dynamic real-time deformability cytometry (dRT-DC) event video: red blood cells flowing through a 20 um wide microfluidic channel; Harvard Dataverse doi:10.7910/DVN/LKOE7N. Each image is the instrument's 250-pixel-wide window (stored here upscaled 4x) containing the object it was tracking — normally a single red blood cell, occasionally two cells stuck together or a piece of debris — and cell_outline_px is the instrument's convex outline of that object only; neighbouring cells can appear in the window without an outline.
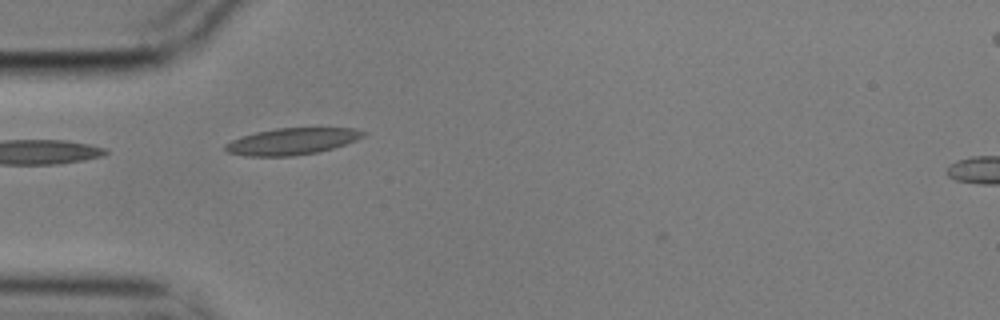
{"species": "common noctule bat (a hibernating species)", "species_latin": "Nyctalus noctula", "temperature_condition": "cold", "stored_images_in_passage": 6, "camera_frame_rate_fps": 3000, "um_per_image_px": 0.085, "animal": {"sex": "male", "body_mass_g": 17.9}, "frame": {"image": 1, "passage_image": 4, "time_ms": 1.0, "image_size_px": [1000, 320], "cell_outline_px": [[368, 132], [364, 136], [356, 140], [332, 148], [316, 152], [292, 156], [244, 156], [228, 152], [224, 148], [224, 144], [240, 136], [256, 132], [276, 128], [352, 128]], "centroid_in_image_um": [24.79, 12.01], "position_along_channel_um": 60.2, "area_um2": 21.33}}
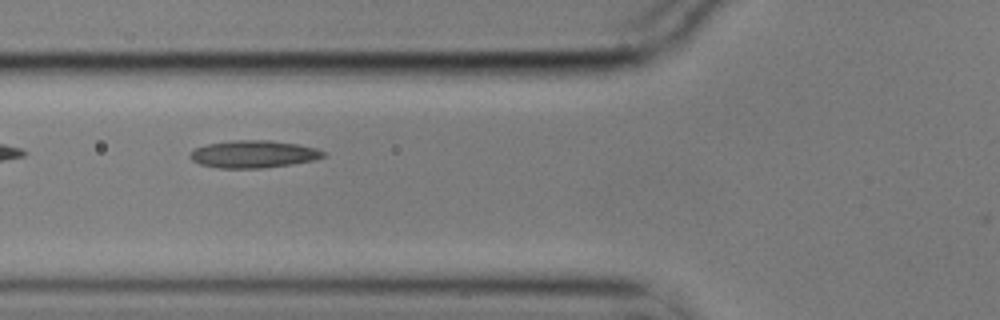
{"frame": {"image": 2, "passage_image": 5, "time_ms": 1.333, "image_size_px": [1000, 320], "cell_outline_px": [[324, 156], [312, 160], [292, 164], [264, 168], [220, 168], [200, 164], [192, 160], [188, 156], [192, 148], [208, 144], [232, 140], [268, 140], [296, 144], [316, 148], [324, 152]], "centroid_in_image_um": [21.48, 13.1], "position_along_channel_um": 104.3, "area_um2": 21.21}}
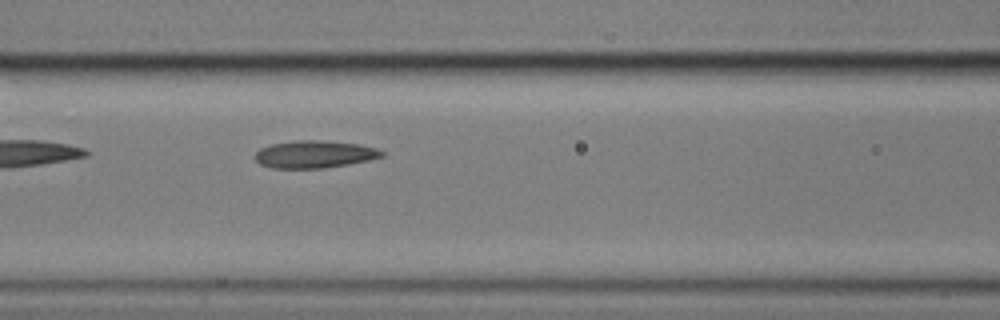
{"frame": {"image": 3, "passage_image": 6, "time_ms": 1.667, "image_size_px": [1000, 320], "cell_outline_px": [[384, 156], [368, 160], [348, 164], [324, 168], [272, 168], [260, 164], [256, 160], [256, 152], [260, 148], [272, 144], [292, 140], [316, 140], [356, 144], [376, 148], [384, 152]], "centroid_in_image_um": [26.71, 13.11], "position_along_channel_um": 139.9, "area_um2": 20.06}}